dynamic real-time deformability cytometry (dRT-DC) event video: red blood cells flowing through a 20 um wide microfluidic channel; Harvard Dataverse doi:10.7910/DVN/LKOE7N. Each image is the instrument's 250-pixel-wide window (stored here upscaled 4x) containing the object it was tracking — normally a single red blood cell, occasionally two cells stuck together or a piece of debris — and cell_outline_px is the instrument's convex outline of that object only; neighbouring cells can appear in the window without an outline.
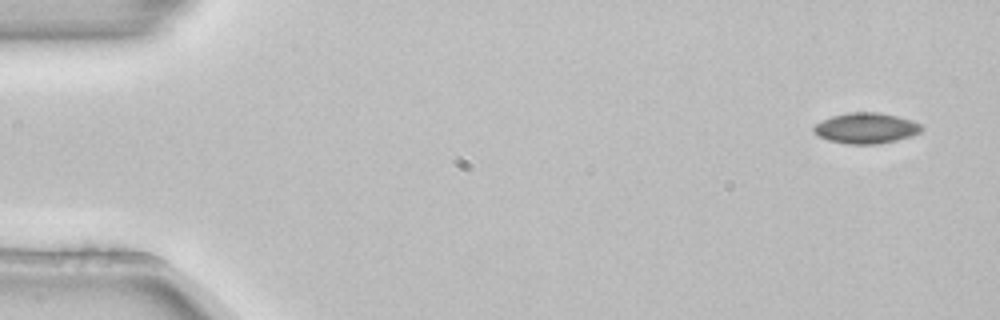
{"species": "common noctule bat (a hibernating species)", "species_latin": "Nyctalus noctula", "temperature_condition": "room temperature", "stored_images_in_passage": 4, "camera_frame_rate_fps": 3000, "um_per_image_px": 0.085, "animal": {"sex": "female", "body_mass_g": 22.7, "forearm_length_mm": 54.2}, "frame": {"image": 1, "passage_image": 1, "time_ms": 0.0, "image_size_px": [1000, 320], "cell_outline_px": [[924, 128], [920, 132], [896, 140], [880, 144], [848, 144], [828, 140], [820, 136], [812, 128], [816, 124], [832, 116], [848, 112], [880, 112], [912, 120], [924, 124]], "centroid_in_image_um": [73.66, 10.88], "position_along_channel_um": 11.3, "area_um2": 19.19}}
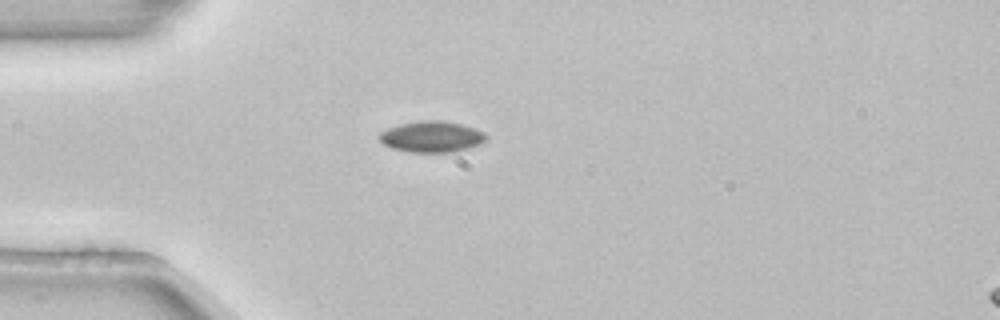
{"frame": {"image": 2, "passage_image": 4, "time_ms": 1.0, "image_size_px": [1000, 320], "cell_outline_px": [[488, 136], [480, 144], [468, 148], [452, 152], [412, 152], [392, 148], [384, 144], [376, 136], [380, 132], [388, 128], [400, 124], [420, 120], [440, 120], [460, 124], [476, 128], [484, 132]], "centroid_in_image_um": [36.68, 11.61], "position_along_channel_um": 48.3, "area_um2": 19.36}}